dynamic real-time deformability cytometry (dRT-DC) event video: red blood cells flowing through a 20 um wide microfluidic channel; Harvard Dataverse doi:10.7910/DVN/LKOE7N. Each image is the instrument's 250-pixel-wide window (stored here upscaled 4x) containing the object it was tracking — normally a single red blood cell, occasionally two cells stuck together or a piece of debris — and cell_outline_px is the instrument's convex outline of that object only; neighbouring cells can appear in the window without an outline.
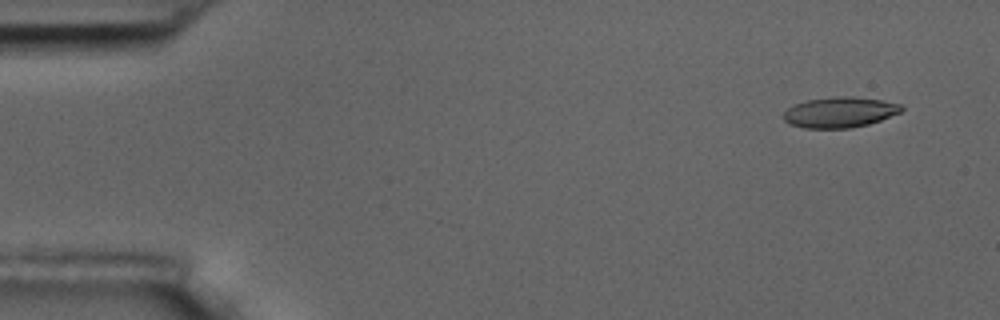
{"species": "common noctule bat (a hibernating species)", "species_latin": "Nyctalus noctula", "temperature_condition": "room temperature", "stored_images_in_passage": 7, "camera_frame_rate_fps": 3000, "um_per_image_px": 0.085, "animal": {"sex": "male", "body_mass_g": 17.5, "forearm_length_mm": 52.3}, "frame": {"image": 1, "passage_image": 2, "time_ms": 1.0, "image_size_px": [1000, 320], "cell_outline_px": [[904, 108], [900, 112], [880, 120], [868, 124], [852, 128], [804, 128], [788, 124], [784, 120], [784, 112], [792, 104], [808, 100], [832, 96], [852, 96], [880, 100], [900, 104]], "centroid_in_image_um": [71.34, 9.54], "position_along_channel_um": 13.7, "area_um2": 21.04}}
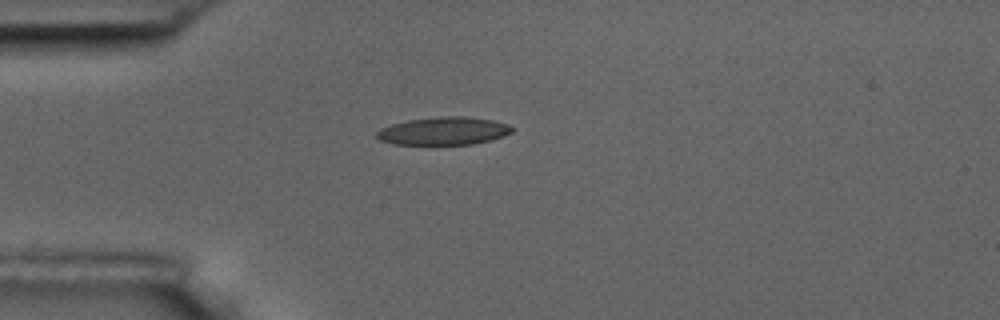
{"frame": {"image": 2, "passage_image": 5, "time_ms": 4.667, "image_size_px": [1000, 320], "cell_outline_px": [[516, 128], [512, 132], [504, 136], [492, 140], [472, 144], [392, 144], [380, 140], [376, 136], [376, 132], [380, 128], [392, 124], [408, 120], [440, 116], [468, 116], [492, 120], [508, 124]], "centroid_in_image_um": [37.74, 11.13], "position_along_channel_um": 47.3, "area_um2": 22.14}}